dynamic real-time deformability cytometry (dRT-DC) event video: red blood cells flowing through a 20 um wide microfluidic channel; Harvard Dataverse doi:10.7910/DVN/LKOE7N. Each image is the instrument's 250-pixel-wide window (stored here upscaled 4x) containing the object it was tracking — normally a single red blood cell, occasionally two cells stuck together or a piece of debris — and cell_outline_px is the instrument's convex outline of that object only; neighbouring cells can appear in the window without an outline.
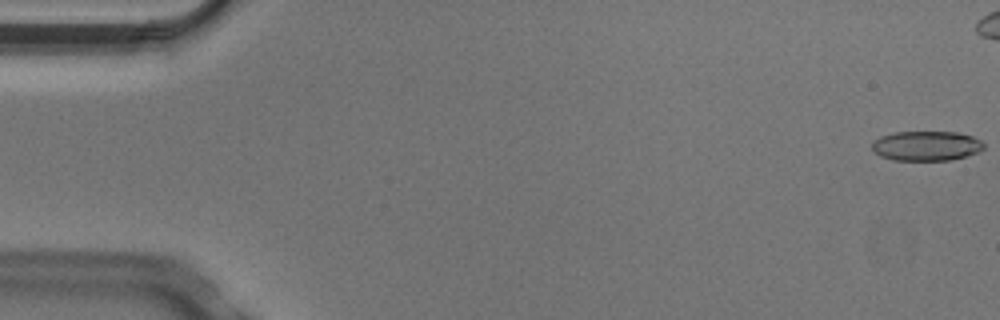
{"species": "Egyptian fruit bat (a non-hibernating species)", "species_latin": "Rousettus aegyptiacus", "temperature_condition": "cold", "stored_images_in_passage": 6, "camera_frame_rate_fps": 3000, "um_per_image_px": 0.085, "animal": {"sex": "male"}, "frame": {"image": 1, "passage_image": 1, "time_ms": 0.0, "image_size_px": [1000, 320], "cell_outline_px": [[984, 148], [980, 152], [952, 160], [892, 160], [880, 156], [872, 148], [872, 140], [880, 136], [896, 132], [956, 132], [972, 136], [980, 140], [984, 144]], "centroid_in_image_um": [78.74, 12.4], "position_along_channel_um": 6.3, "area_um2": 19.48}}